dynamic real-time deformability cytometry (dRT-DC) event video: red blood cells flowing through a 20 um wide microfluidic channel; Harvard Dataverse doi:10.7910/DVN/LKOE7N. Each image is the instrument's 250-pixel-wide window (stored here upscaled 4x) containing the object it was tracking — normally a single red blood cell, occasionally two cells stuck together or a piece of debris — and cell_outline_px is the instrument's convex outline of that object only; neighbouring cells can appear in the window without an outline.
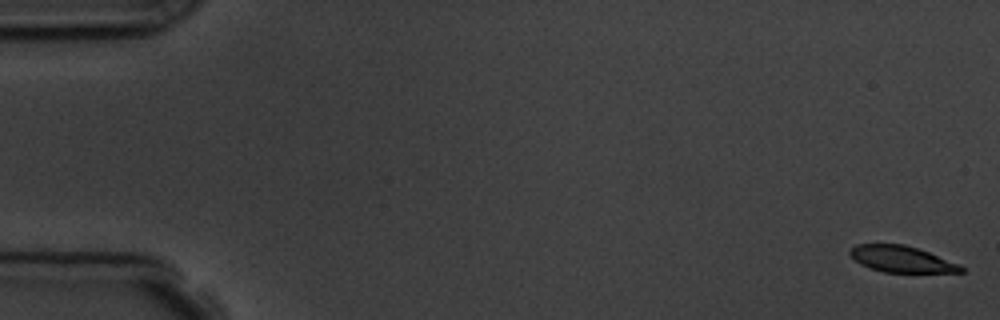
{"species": "common noctule bat (a hibernating species)", "species_latin": "Nyctalus noctula", "temperature_condition": "room temperature", "stored_images_in_passage": 2, "camera_frame_rate_fps": 3000, "um_per_image_px": 0.085, "animal": {"sex": "male", "body_mass_g": 19.5, "forearm_length_mm": 54.6}, "frame": {"image": 1, "passage_image": 1, "time_ms": 0.0, "image_size_px": [1000, 320], "cell_outline_px": [[964, 272], [884, 272], [860, 264], [848, 252], [856, 244], [904, 244], [928, 252], [960, 264], [964, 268]], "centroid_in_image_um": [76.64, 22.02], "position_along_channel_um": 8.4, "area_um2": 16.76}}